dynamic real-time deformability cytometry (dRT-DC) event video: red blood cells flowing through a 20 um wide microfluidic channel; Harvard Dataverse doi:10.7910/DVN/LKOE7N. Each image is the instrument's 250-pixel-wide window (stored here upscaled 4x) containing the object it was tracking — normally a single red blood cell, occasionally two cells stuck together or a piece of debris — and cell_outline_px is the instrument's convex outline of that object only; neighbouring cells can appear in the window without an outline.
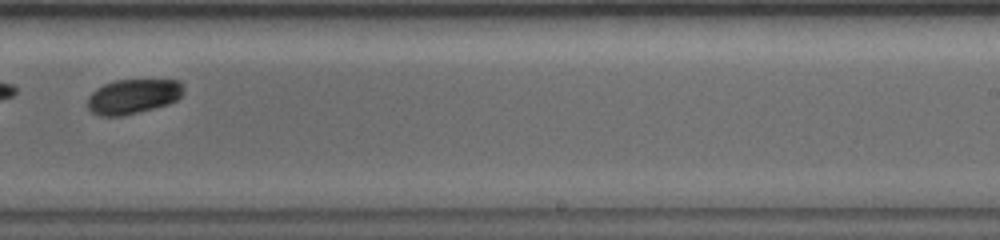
{"species": "common noctule bat (a hibernating species)", "species_latin": "Nyctalus noctula", "temperature_condition": "warm", "stored_images_in_passage": 13, "camera_frame_rate_fps": 5000, "um_per_image_px": 0.085, "animal": {"sex": "female", "body_mass_g": 19.0, "forearm_length_mm": 56.7}, "frame": {"image": 1, "passage_image": 10, "time_ms": 7.2, "image_size_px": [1000, 240], "cell_outline_px": [[184, 92], [176, 100], [168, 104], [120, 116], [100, 116], [92, 112], [84, 104], [88, 96], [96, 88], [104, 84], [116, 80], [180, 80], [184, 84]], "centroid_in_image_um": [11.28, 8.18], "position_along_channel_um": 277.7, "area_um2": 19.54}}
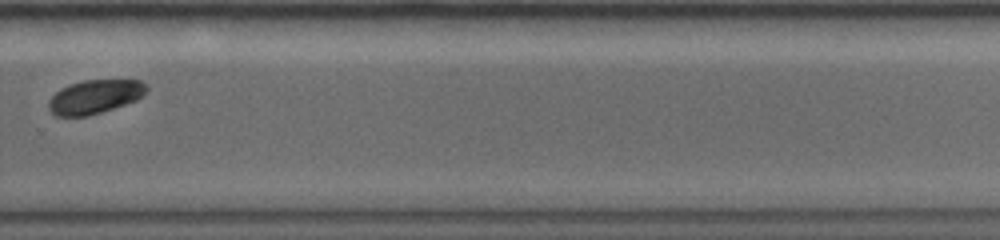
{"frame": {"image": 2, "passage_image": 11, "time_ms": 8.4, "image_size_px": [1000, 240], "cell_outline_px": [[148, 88], [136, 100], [88, 116], [56, 116], [48, 108], [48, 100], [60, 88], [68, 84], [80, 80], [140, 80], [148, 84]], "centroid_in_image_um": [8.02, 8.2], "position_along_channel_um": 321.8, "area_um2": 19.25}}